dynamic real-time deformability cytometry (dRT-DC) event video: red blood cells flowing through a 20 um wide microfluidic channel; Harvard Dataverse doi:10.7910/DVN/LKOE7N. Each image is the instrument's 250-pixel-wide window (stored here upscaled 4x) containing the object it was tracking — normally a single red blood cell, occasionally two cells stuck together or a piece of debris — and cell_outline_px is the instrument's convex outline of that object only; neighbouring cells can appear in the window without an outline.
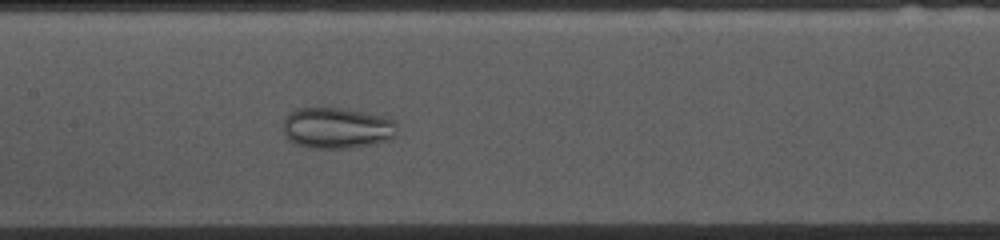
{"species": "common noctule bat (a hibernating species)", "species_latin": "Nyctalus noctula", "temperature_condition": "cold", "stored_images_in_passage": 53, "camera_frame_rate_fps": 3000, "um_per_image_px": 0.085, "animal": {"sex": "female", "body_mass_g": 10.0, "forearm_length_mm": 53.1}, "frame": {"image": 1, "passage_image": 24, "time_ms": 7.667, "image_size_px": [1000, 240], "cell_outline_px": [[396, 136], [388, 140], [372, 144], [352, 148], [312, 148], [296, 144], [288, 140], [284, 132], [284, 120], [288, 112], [296, 108], [344, 108], [388, 116], [396, 120]], "centroid_in_image_um": [28.67, 10.87], "position_along_channel_um": 178.7, "area_um2": 27.69}}
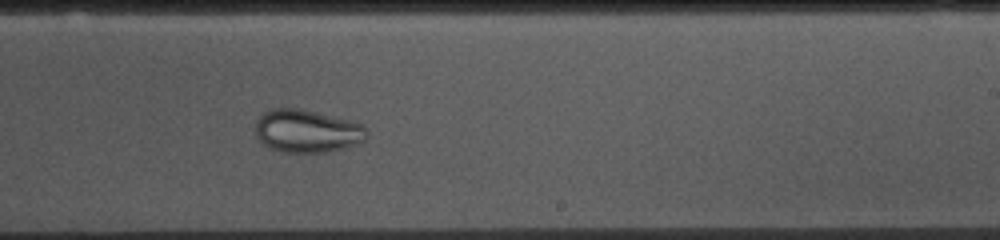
{"frame": {"image": 2, "passage_image": 31, "time_ms": 10.0, "image_size_px": [1000, 240], "cell_outline_px": [[368, 136], [364, 140], [356, 144], [344, 148], [328, 152], [284, 152], [272, 148], [264, 144], [256, 136], [256, 124], [260, 116], [264, 112], [272, 108], [296, 108], [316, 112], [364, 124], [368, 128]], "centroid_in_image_um": [26.13, 11.14], "position_along_channel_um": 262.9, "area_um2": 27.74}}
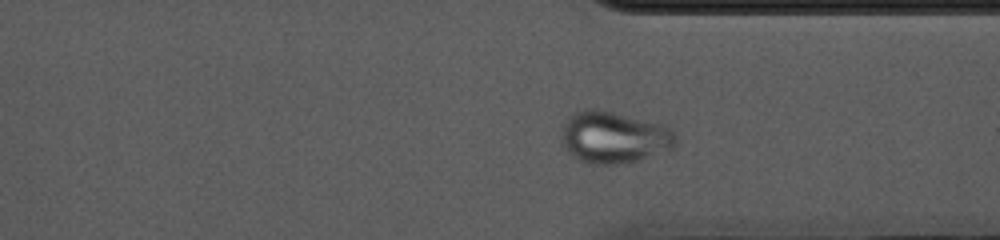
{"frame": {"image": 3, "passage_image": 39, "time_ms": 12.667, "image_size_px": [1000, 240], "cell_outline_px": [[676, 136], [672, 148], [636, 160], [616, 164], [596, 164], [580, 160], [568, 152], [564, 148], [560, 136], [564, 124], [576, 112], [588, 108], [596, 108], [612, 112], [672, 128]], "centroid_in_image_um": [52.13, 11.67], "position_along_channel_um": 359.3, "area_um2": 33.64}}